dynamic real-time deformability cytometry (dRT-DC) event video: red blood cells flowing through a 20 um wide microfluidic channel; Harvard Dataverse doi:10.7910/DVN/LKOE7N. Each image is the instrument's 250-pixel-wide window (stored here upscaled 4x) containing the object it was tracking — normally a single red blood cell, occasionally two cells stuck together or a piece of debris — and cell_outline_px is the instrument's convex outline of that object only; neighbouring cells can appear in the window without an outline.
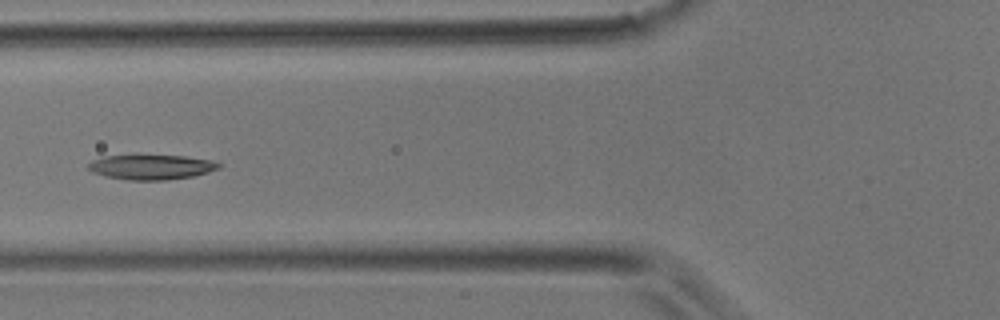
{"species": "common noctule bat (a hibernating species)", "species_latin": "Nyctalus noctula", "temperature_condition": "room temperature", "stored_images_in_passage": 4, "camera_frame_rate_fps": 3000, "um_per_image_px": 0.085, "animal": {"sex": "male", "body_mass_g": 17.9}, "frame": {"image": 1, "passage_image": 4, "time_ms": 1.0, "image_size_px": [1000, 320], "cell_outline_px": [[224, 164], [220, 168], [208, 172], [192, 176], [168, 180], [128, 180], [104, 176], [92, 172], [88, 168], [88, 164], [92, 160], [104, 156], [184, 156], [212, 160]], "centroid_in_image_um": [12.89, 14.21], "position_along_channel_um": 112.9, "area_um2": 18.84}}